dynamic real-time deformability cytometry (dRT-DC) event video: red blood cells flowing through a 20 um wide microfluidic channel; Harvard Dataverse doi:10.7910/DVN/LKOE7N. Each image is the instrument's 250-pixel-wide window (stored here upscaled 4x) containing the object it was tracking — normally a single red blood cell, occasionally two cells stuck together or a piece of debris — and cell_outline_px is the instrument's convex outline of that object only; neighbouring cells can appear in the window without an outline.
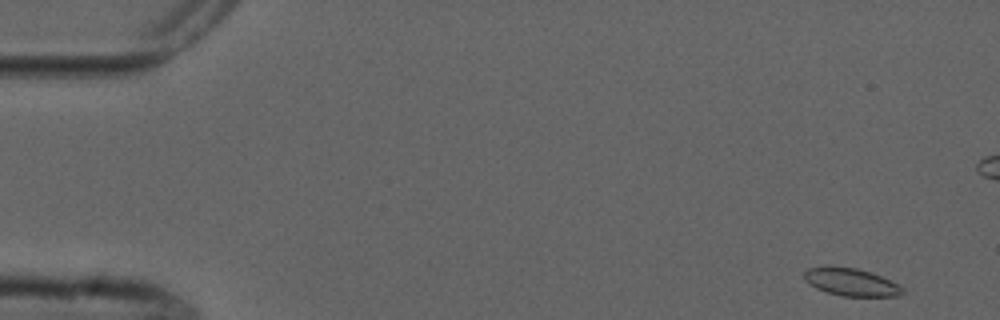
{"species": "common noctule bat (a hibernating species)", "species_latin": "Nyctalus noctula", "temperature_condition": "cold", "stored_images_in_passage": 5, "camera_frame_rate_fps": 3000, "um_per_image_px": 0.085, "animal": {"sex": "male", "forearm_length_mm": 52.5}, "frame": {"image": 1, "passage_image": 1, "time_ms": 0.0, "image_size_px": [1000, 320], "cell_outline_px": [[904, 292], [900, 296], [840, 296], [816, 288], [804, 280], [804, 272], [808, 268], [828, 264], [856, 268], [880, 276], [896, 284]], "centroid_in_image_um": [72.25, 23.95], "position_along_channel_um": 12.7, "area_um2": 15.84}}